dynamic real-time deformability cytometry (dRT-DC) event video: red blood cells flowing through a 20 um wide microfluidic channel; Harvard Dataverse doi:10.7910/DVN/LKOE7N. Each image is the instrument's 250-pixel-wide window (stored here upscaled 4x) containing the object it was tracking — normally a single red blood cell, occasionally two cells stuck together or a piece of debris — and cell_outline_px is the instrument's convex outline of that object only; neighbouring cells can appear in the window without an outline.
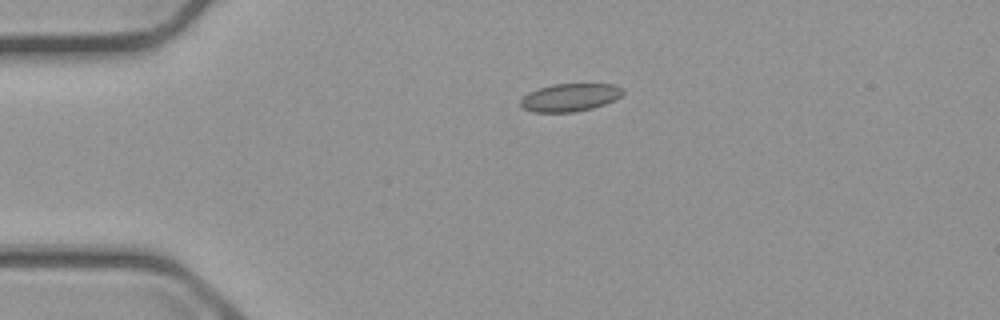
{"species": "common noctule bat (a hibernating species)", "species_latin": "Nyctalus noctula", "temperature_condition": "cold", "stored_images_in_passage": 2, "camera_frame_rate_fps": 3000, "um_per_image_px": 0.085, "animal": {"sex": "male", "body_mass_g": 23.1, "forearm_length_mm": 52.7}, "frame": {"image": 1, "passage_image": 1, "time_ms": 0.0, "image_size_px": [1000, 320], "cell_outline_px": [[624, 92], [620, 96], [604, 104], [592, 108], [576, 112], [532, 112], [524, 108], [520, 104], [520, 100], [528, 92], [552, 84], [616, 84], [624, 88]], "centroid_in_image_um": [48.45, 8.28], "position_along_channel_um": 36.6, "area_um2": 16.59}}